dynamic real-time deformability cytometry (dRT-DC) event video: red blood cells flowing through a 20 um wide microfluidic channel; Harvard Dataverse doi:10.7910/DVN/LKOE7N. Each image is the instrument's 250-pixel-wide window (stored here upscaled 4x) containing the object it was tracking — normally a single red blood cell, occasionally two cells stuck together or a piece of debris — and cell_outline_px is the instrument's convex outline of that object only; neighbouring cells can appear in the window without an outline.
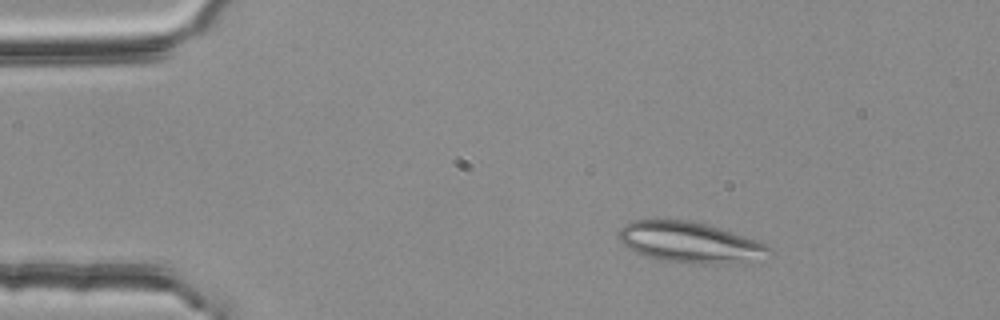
{"species": "common noctule bat (a hibernating species)", "species_latin": "Nyctalus noctula", "temperature_condition": "room temperature", "stored_images_in_passage": 45, "camera_frame_rate_fps": 3000, "um_per_image_px": 0.085, "animal": {"sex": "female", "body_mass_g": 25.1}, "frame": {"image": 1, "passage_image": 1, "time_ms": 0.0, "image_size_px": [1000, 320], "cell_outline_px": [[772, 252], [752, 264], [692, 264], [656, 260], [636, 252], [628, 248], [616, 236], [620, 228], [624, 224], [632, 220], [688, 220], [704, 224], [756, 240], [764, 244]], "centroid_in_image_um": [58.64, 20.64], "position_along_channel_um": 26.4, "area_um2": 36.07}}
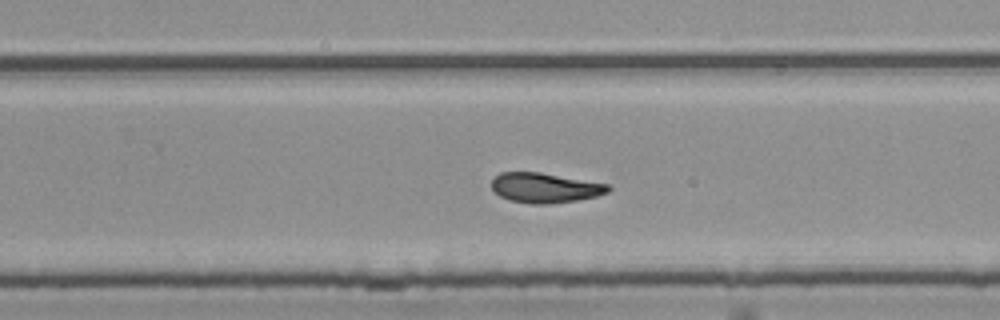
{"frame": {"image": 2, "passage_image": 27, "time_ms": 8.667, "image_size_px": [1000, 320], "cell_outline_px": [[612, 188], [608, 192], [596, 196], [576, 200], [548, 204], [528, 204], [508, 200], [500, 196], [492, 188], [492, 180], [500, 172], [540, 172], [608, 184]], "centroid_in_image_um": [46.31, 15.96], "position_along_channel_um": 283.5, "area_um2": 20.29}}
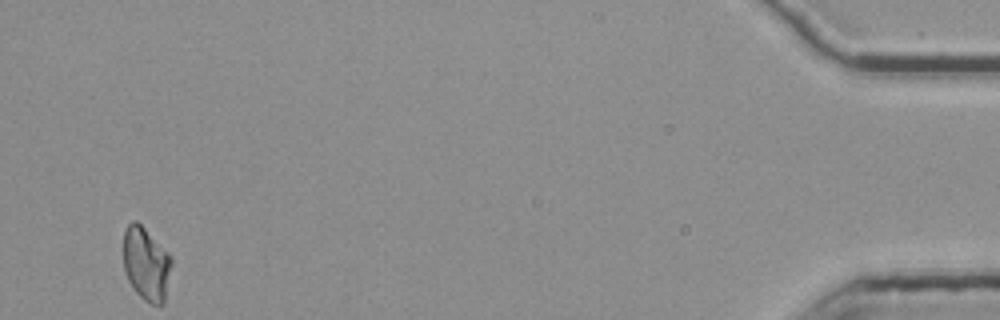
{"frame": {"image": 3, "passage_image": 45, "time_ms": 14.667, "image_size_px": [1000, 320], "cell_outline_px": [[172, 264], [164, 304], [152, 304], [144, 300], [132, 288], [128, 280], [124, 268], [124, 228], [132, 220], [136, 220], [172, 256]], "centroid_in_image_um": [12.43, 22.43], "position_along_channel_um": 422.8, "area_um2": 20.63}, "authors_computed_cell_mechanics": {"area_um2": 20.8658, "velocity_mm_per_s": 3.7558, "shape_relaxation_time_tau1_ms": 4.3884, "shape_relaxation_time_tau2_ms": 3.2527, "deformation_change_tau1": 0.1436, "deformation_change_tau2": 0.1018}}